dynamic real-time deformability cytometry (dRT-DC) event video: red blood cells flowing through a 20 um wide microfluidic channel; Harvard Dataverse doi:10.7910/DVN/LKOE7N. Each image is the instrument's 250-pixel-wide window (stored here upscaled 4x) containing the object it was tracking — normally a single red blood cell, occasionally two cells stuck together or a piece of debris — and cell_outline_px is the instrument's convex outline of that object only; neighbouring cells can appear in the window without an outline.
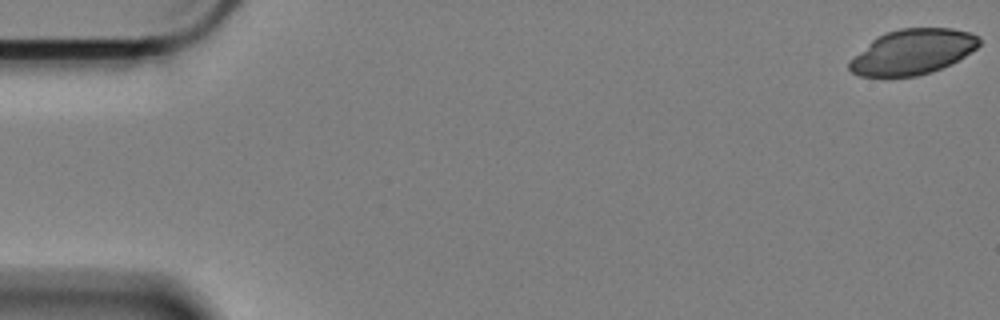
{"species": "Egyptian fruit bat (a non-hibernating species)", "species_latin": "Rousettus aegyptiacus", "temperature_condition": "cold", "stored_images_in_passage": 5, "camera_frame_rate_fps": 3000, "um_per_image_px": 0.085, "animal": {"sex": "female"}, "frame": {"image": 1, "passage_image": 1, "time_ms": 0.0, "image_size_px": [1000, 320], "cell_outline_px": [[980, 44], [976, 48], [952, 64], [932, 72], [916, 76], [888, 80], [860, 76], [852, 72], [848, 68], [848, 60], [876, 36], [900, 28], [952, 28], [968, 32], [980, 36]], "centroid_in_image_um": [77.51, 4.46], "position_along_channel_um": 7.5, "area_um2": 35.08}}